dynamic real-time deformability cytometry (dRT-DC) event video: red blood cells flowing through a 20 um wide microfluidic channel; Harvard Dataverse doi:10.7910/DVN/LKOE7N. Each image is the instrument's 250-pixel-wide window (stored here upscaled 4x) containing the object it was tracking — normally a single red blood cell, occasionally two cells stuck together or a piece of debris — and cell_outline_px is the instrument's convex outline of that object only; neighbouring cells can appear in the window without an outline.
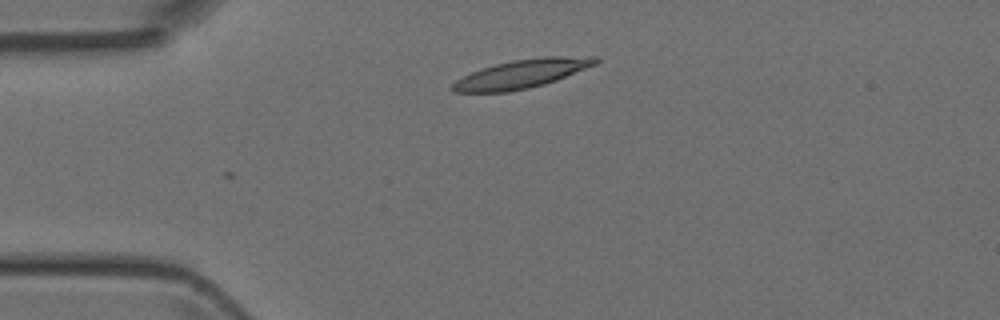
{"species": "Egyptian fruit bat (a non-hibernating species)", "species_latin": "Rousettus aegyptiacus", "temperature_condition": "room temperature", "stored_images_in_passage": 4, "camera_frame_rate_fps": 3000, "um_per_image_px": 0.085, "animal": {"sex": "female"}, "frame": {"image": 1, "passage_image": 2, "time_ms": 1.333, "image_size_px": [1000, 320], "cell_outline_px": [[600, 60], [596, 64], [556, 80], [544, 84], [528, 88], [508, 92], [452, 92], [452, 84], [456, 80], [472, 72], [496, 64], [512, 60], [544, 56], [600, 56]], "centroid_in_image_um": [44.39, 6.26], "position_along_channel_um": 40.6, "area_um2": 23.7}}
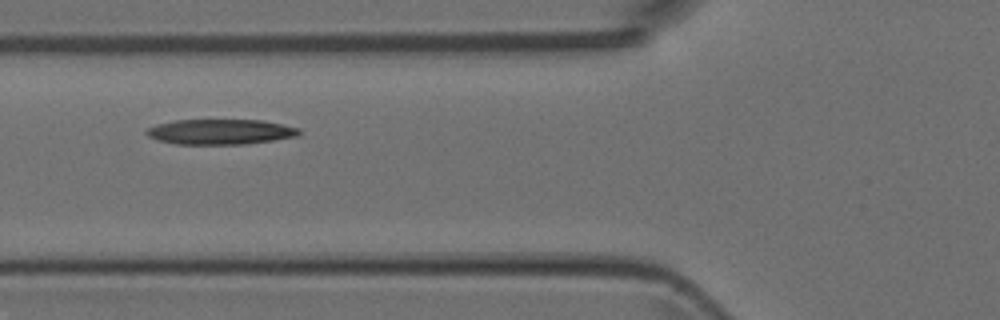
{"frame": {"image": 2, "passage_image": 4, "time_ms": 3.667, "image_size_px": [1000, 320], "cell_outline_px": [[300, 132], [296, 136], [272, 140], [244, 144], [176, 144], [156, 140], [148, 136], [144, 132], [148, 128], [156, 124], [176, 120], [264, 120], [300, 128]], "centroid_in_image_um": [18.7, 11.2], "position_along_channel_um": 107.1, "area_um2": 22.43}}